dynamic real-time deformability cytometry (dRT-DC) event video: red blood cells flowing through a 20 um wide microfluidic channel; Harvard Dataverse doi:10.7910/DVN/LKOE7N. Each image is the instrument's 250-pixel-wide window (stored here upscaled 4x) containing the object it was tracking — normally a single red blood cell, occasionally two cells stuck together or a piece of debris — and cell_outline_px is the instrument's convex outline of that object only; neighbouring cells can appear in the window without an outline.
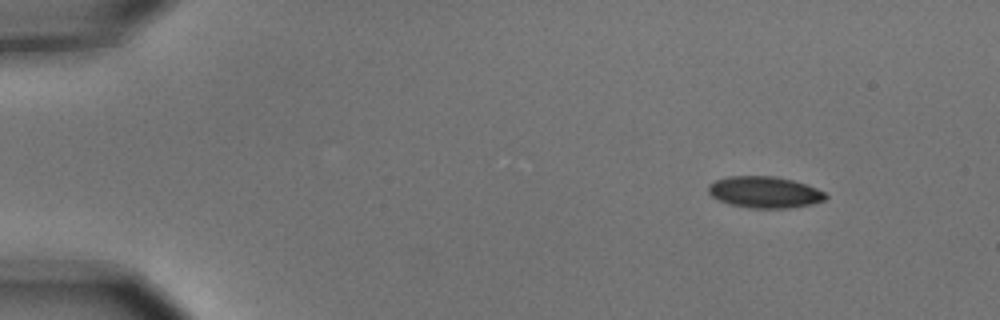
{"species": "common noctule bat (a hibernating species)", "species_latin": "Nyctalus noctula", "temperature_condition": "cold", "stored_images_in_passage": 5, "camera_frame_rate_fps": 3000, "um_per_image_px": 0.085, "animal": {"sex": "male", "body_mass_g": 15.6}, "frame": {"image": 1, "passage_image": 1, "time_ms": 0.0, "image_size_px": [1000, 320], "cell_outline_px": [[828, 196], [824, 200], [812, 204], [788, 208], [752, 208], [732, 204], [720, 200], [712, 196], [708, 192], [708, 184], [716, 180], [728, 176], [776, 176], [792, 180], [816, 188], [824, 192]], "centroid_in_image_um": [64.99, 16.33], "position_along_channel_um": 20.0, "area_um2": 21.33}}
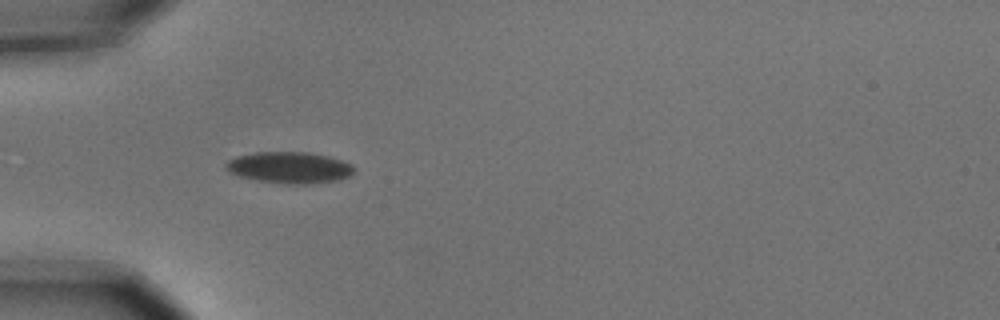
{"frame": {"image": 2, "passage_image": 4, "time_ms": 1.0, "image_size_px": [1000, 320], "cell_outline_px": [[356, 168], [348, 176], [340, 180], [304, 184], [284, 184], [256, 180], [240, 176], [228, 172], [224, 168], [224, 164], [228, 160], [236, 156], [256, 152], [308, 152], [328, 156], [352, 164]], "centroid_in_image_um": [24.57, 14.24], "position_along_channel_um": 60.4, "area_um2": 23.58}}
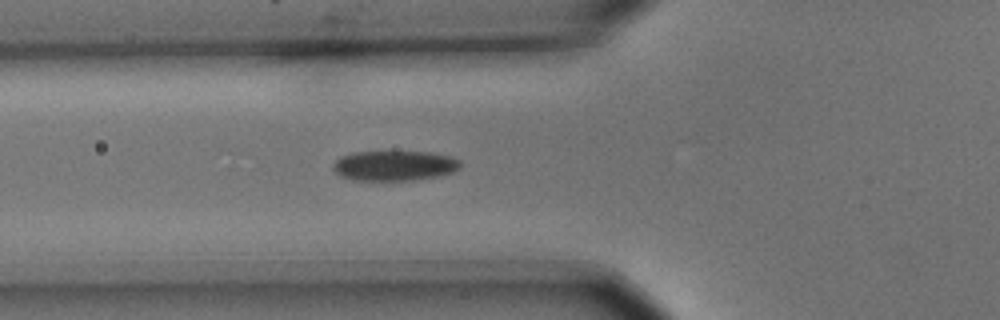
{"frame": {"image": 3, "passage_image": 5, "time_ms": 1.333, "image_size_px": [1000, 320], "cell_outline_px": [[460, 168], [452, 172], [436, 176], [412, 180], [356, 180], [340, 176], [332, 168], [332, 164], [340, 156], [352, 152], [432, 152], [452, 156], [460, 160]], "centroid_in_image_um": [33.51, 14.07], "position_along_channel_um": 92.3, "area_um2": 22.31}}